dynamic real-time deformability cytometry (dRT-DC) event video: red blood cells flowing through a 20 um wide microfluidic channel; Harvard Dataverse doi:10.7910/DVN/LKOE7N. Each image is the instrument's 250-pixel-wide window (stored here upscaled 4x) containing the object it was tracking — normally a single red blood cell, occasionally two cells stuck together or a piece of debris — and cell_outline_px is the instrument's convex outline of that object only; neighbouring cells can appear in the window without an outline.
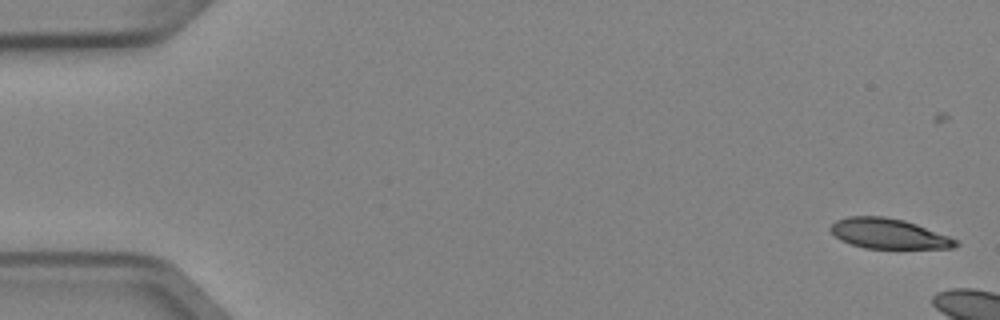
{"species": "Egyptian fruit bat (a non-hibernating species)", "species_latin": "Rousettus aegyptiacus", "temperature_condition": "cold", "stored_images_in_passage": 3, "camera_frame_rate_fps": 3000, "um_per_image_px": 0.085, "animal": {"sex": "female"}, "frame": {"image": 1, "passage_image": 1, "time_ms": 0.0, "image_size_px": [1000, 320], "cell_outline_px": [[960, 244], [952, 248], [864, 248], [840, 240], [828, 228], [836, 220], [848, 216], [884, 216], [904, 220], [916, 224], [960, 240]], "centroid_in_image_um": [75.54, 19.85], "position_along_channel_um": 9.5, "area_um2": 21.96}}